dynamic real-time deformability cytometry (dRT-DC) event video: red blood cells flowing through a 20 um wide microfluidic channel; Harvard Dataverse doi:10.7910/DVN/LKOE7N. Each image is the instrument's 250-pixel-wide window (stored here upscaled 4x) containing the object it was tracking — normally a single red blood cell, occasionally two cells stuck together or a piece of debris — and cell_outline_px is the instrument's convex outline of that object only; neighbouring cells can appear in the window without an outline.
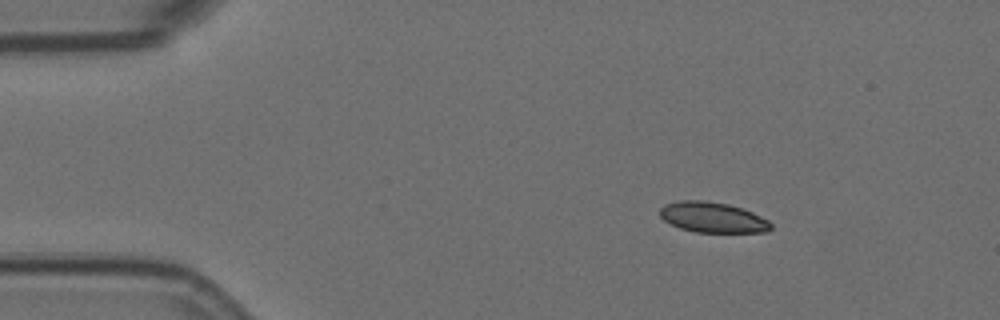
{"species": "Egyptian fruit bat (a non-hibernating species)", "species_latin": "Rousettus aegyptiacus", "temperature_condition": "room temperature", "stored_images_in_passage": 4, "camera_frame_rate_fps": 3000, "um_per_image_px": 0.085, "animal": {"sex": "female"}, "frame": {"image": 1, "passage_image": 2, "time_ms": 0.333, "image_size_px": [1000, 320], "cell_outline_px": [[772, 228], [768, 232], [696, 232], [680, 228], [664, 220], [660, 216], [660, 208], [664, 204], [680, 200], [704, 200], [728, 204], [744, 208], [768, 220], [772, 224]], "centroid_in_image_um": [60.59, 18.47], "position_along_channel_um": 24.4, "area_um2": 19.77}}